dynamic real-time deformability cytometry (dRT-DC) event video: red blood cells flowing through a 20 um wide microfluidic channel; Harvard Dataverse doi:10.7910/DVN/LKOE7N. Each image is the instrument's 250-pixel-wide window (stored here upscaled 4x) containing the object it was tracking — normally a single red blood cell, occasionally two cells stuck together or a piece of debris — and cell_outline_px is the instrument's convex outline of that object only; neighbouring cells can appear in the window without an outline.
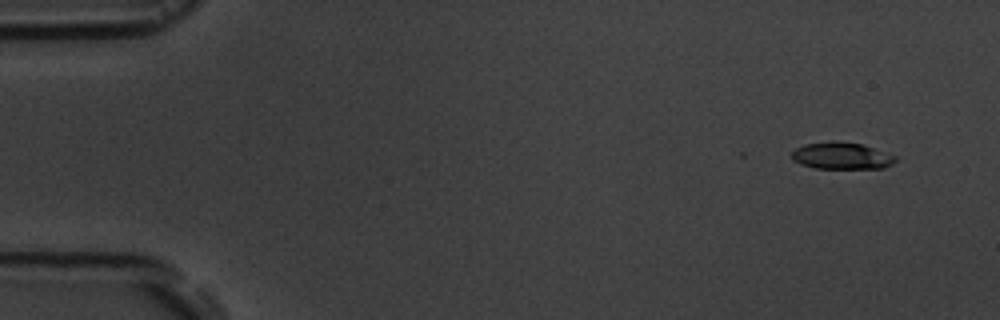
{"species": "common noctule bat (a hibernating species)", "species_latin": "Nyctalus noctula", "temperature_condition": "room temperature", "stored_images_in_passage": 5, "camera_frame_rate_fps": 3000, "um_per_image_px": 0.085, "animal": {"sex": "male", "body_mass_g": 19.5, "forearm_length_mm": 54.6}, "frame": {"image": 1, "passage_image": 1, "time_ms": 0.0, "image_size_px": [1000, 320], "cell_outline_px": [[896, 160], [892, 164], [884, 168], [816, 168], [800, 164], [792, 160], [792, 152], [796, 148], [804, 144], [860, 144], [896, 156]], "centroid_in_image_um": [71.54, 13.3], "position_along_channel_um": 13.5, "area_um2": 15.32}}
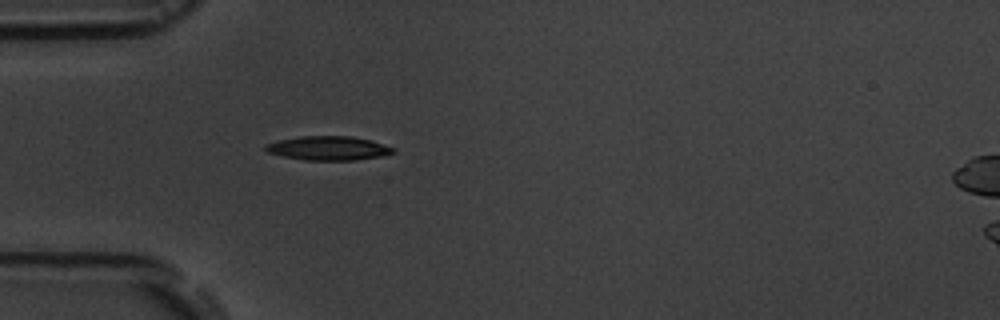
{"frame": {"image": 2, "passage_image": 5, "time_ms": 4.333, "image_size_px": [1000, 320], "cell_outline_px": [[396, 152], [384, 156], [352, 160], [304, 160], [284, 156], [268, 152], [264, 148], [264, 144], [276, 140], [300, 136], [352, 136], [372, 140], [396, 148]], "centroid_in_image_um": [27.94, 12.59], "position_along_channel_um": 57.1, "area_um2": 18.09}}